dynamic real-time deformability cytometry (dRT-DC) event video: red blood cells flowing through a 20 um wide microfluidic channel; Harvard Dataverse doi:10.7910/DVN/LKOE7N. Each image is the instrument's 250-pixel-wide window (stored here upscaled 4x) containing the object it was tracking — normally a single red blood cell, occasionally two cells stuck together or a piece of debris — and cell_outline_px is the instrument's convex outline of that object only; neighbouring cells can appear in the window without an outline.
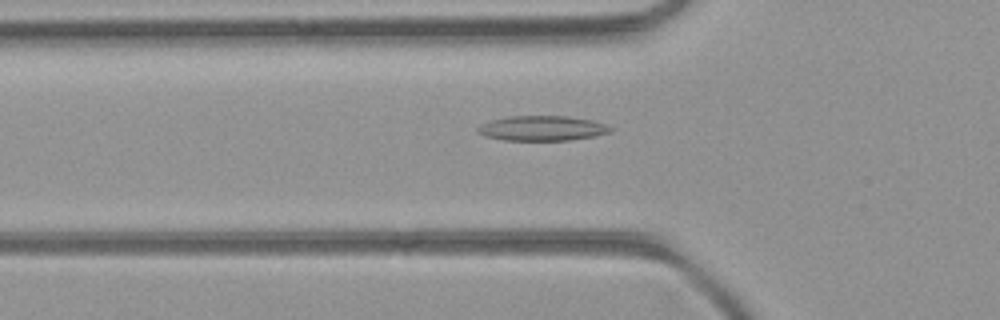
{"species": "common noctule bat (a hibernating species)", "species_latin": "Nyctalus noctula", "temperature_condition": "room temperature", "stored_images_in_passage": 49, "camera_frame_rate_fps": 3000, "um_per_image_px": 0.085, "animal": {"sex": "female", "body_mass_g": 21.9}, "frame": {"image": 1, "passage_image": 17, "time_ms": 5.333, "image_size_px": [1000, 320], "cell_outline_px": [[612, 132], [592, 136], [568, 140], [504, 140], [484, 136], [476, 132], [476, 128], [480, 124], [492, 120], [508, 116], [568, 116], [592, 120], [604, 124], [612, 128]], "centroid_in_image_um": [46.04, 10.9], "position_along_channel_um": 79.8, "area_um2": 19.25}}
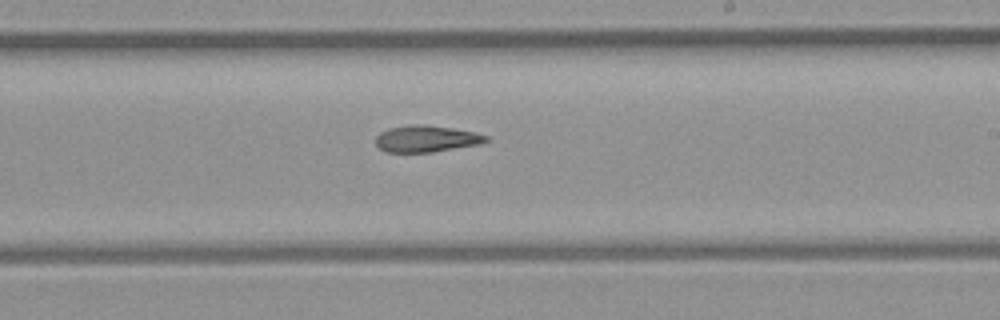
{"frame": {"image": 2, "passage_image": 29, "time_ms": 9.333, "image_size_px": [1000, 320], "cell_outline_px": [[488, 140], [480, 144], [432, 152], [384, 152], [376, 144], [376, 136], [380, 132], [388, 128], [408, 124], [424, 124], [452, 128], [476, 132], [488, 136]], "centroid_in_image_um": [36.22, 11.78], "position_along_channel_um": 252.8, "area_um2": 17.22}}
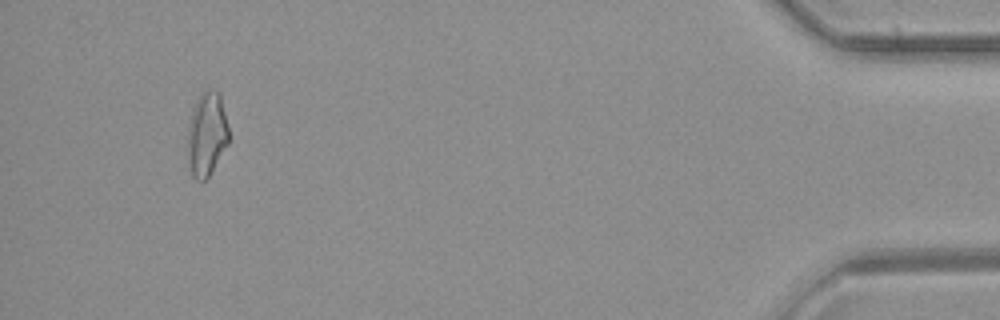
{"frame": {"image": 3, "passage_image": 46, "time_ms": 15.0, "image_size_px": [1000, 320], "cell_outline_px": [[228, 144], [208, 176], [204, 180], [196, 180], [192, 176], [188, 152], [188, 128], [192, 108], [196, 100], [204, 88], [208, 88], [220, 92], [228, 128]], "centroid_in_image_um": [17.58, 11.34], "position_along_channel_um": 417.6, "area_um2": 20.0}}